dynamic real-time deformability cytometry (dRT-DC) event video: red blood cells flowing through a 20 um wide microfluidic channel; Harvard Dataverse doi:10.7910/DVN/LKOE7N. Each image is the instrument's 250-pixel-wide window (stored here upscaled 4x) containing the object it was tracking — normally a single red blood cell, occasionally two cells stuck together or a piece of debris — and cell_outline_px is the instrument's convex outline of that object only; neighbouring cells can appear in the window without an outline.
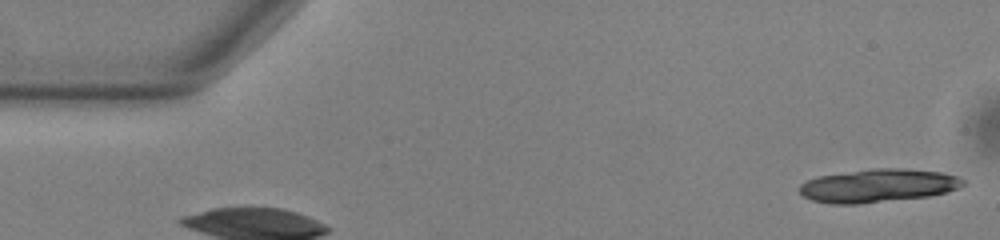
{"species": "common noctule bat (a hibernating species)", "species_latin": "Nyctalus noctula", "temperature_condition": "warm", "stored_images_in_passage": 15, "camera_frame_rate_fps": 3000, "um_per_image_px": 0.085, "animal": {"sex": "male", "body_mass_g": 13.0, "forearm_length_mm": 53.1}, "frame": {"image": 1, "passage_image": 1, "time_ms": 0.0, "image_size_px": [1000, 240], "cell_outline_px": [[968, 180], [960, 188], [928, 196], [860, 204], [832, 204], [812, 200], [804, 196], [800, 192], [800, 184], [808, 180], [820, 176], [872, 168], [904, 168], [944, 172], [960, 176]], "centroid_in_image_um": [74.71, 15.77], "position_along_channel_um": 10.3, "area_um2": 31.85}}